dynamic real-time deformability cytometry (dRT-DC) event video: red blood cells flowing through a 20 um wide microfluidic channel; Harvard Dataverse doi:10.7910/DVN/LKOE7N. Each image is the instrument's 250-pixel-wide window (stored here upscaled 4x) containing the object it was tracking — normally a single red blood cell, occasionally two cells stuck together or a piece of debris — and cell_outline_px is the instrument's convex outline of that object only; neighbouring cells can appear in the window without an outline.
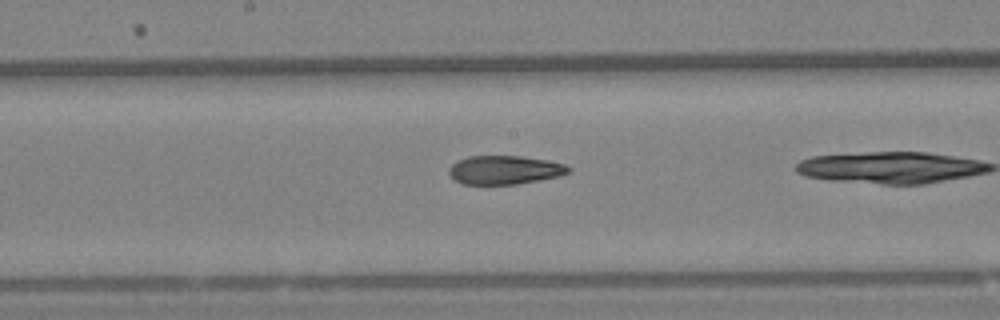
{"species": "Egyptian fruit bat (a non-hibernating species)", "species_latin": "Rousettus aegyptiacus", "temperature_condition": "warm", "stored_images_in_passage": 39, "camera_frame_rate_fps": 3000, "um_per_image_px": 0.085, "animal": {"sex": "female"}, "frame": {"image": 1, "passage_image": 28, "time_ms": 9.0, "image_size_px": [1000, 320], "cell_outline_px": [[572, 168], [568, 172], [560, 176], [516, 184], [460, 184], [448, 172], [448, 168], [452, 164], [468, 156], [520, 156], [544, 160], [564, 164]], "centroid_in_image_um": [42.87, 14.45], "position_along_channel_um": 205.3, "area_um2": 19.77}}